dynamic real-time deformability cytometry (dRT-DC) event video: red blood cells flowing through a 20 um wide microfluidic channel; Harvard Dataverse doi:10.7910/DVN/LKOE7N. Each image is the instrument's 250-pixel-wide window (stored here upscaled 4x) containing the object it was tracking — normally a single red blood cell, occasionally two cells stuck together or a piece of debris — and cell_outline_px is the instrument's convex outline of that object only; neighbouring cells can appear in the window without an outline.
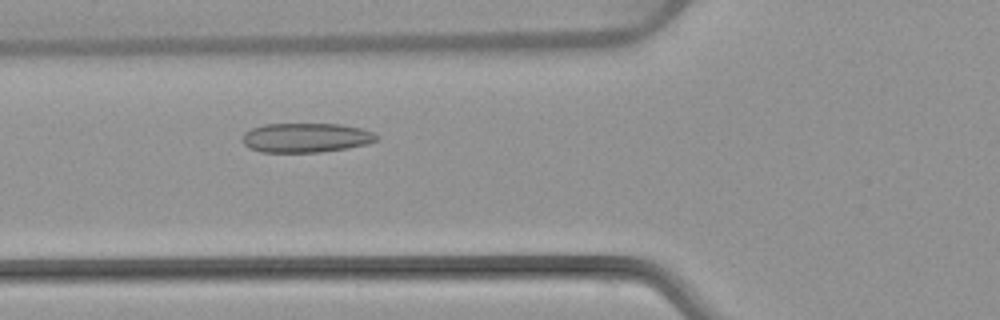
{"species": "common noctule bat (a hibernating species)", "species_latin": "Nyctalus noctula", "temperature_condition": "warm", "stored_images_in_passage": 3, "camera_frame_rate_fps": 3000, "um_per_image_px": 0.085, "animal": {"sex": "female", "body_mass_g": 22.7, "forearm_length_mm": 54.2}, "frame": {"image": 1, "passage_image": 3, "time_ms": 3.0, "image_size_px": [1000, 320], "cell_outline_px": [[380, 140], [368, 144], [348, 148], [320, 152], [260, 152], [248, 148], [244, 144], [244, 132], [252, 128], [264, 124], [340, 124], [360, 128], [372, 132], [380, 136]], "centroid_in_image_um": [26.04, 11.71], "position_along_channel_um": 99.8, "area_um2": 23.12}}